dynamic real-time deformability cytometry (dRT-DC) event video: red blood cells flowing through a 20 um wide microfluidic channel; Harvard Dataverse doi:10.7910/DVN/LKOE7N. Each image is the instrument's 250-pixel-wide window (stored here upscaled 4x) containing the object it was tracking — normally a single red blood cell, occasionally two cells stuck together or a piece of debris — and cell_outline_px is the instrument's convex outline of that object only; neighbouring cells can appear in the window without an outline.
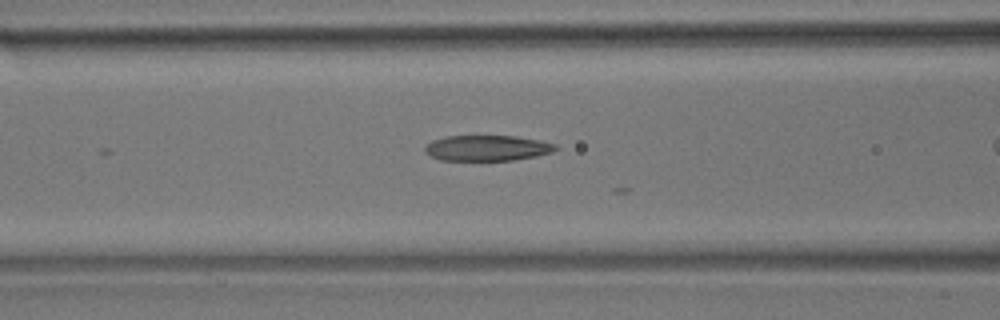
{"species": "common noctule bat (a hibernating species)", "species_latin": "Nyctalus noctula", "temperature_condition": "room temperature", "stored_images_in_passage": 16, "camera_frame_rate_fps": 3000, "um_per_image_px": 0.085, "animal": {"sex": "male", "body_mass_g": 17.9}, "frame": {"image": 1, "passage_image": 13, "time_ms": 4.0, "image_size_px": [1000, 320], "cell_outline_px": [[560, 148], [552, 152], [536, 156], [512, 160], [440, 160], [428, 156], [424, 152], [424, 144], [432, 140], [444, 136], [516, 136], [540, 140], [556, 144]], "centroid_in_image_um": [41.37, 12.58], "position_along_channel_um": 125.2, "area_um2": 19.77}}